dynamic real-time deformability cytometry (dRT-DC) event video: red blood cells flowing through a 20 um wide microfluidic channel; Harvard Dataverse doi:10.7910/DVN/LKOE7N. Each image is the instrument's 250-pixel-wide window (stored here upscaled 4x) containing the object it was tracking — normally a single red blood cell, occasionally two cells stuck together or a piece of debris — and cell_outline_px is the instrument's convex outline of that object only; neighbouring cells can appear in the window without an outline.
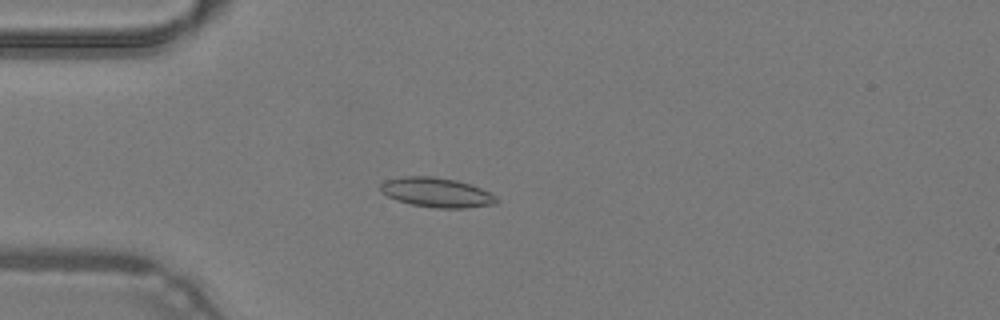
{"species": "common noctule bat (a hibernating species)", "species_latin": "Nyctalus noctula", "temperature_condition": "warm", "stored_images_in_passage": 42, "camera_frame_rate_fps": 3000, "um_per_image_px": 0.085, "animal": {"sex": "male", "body_mass_g": 19.2, "forearm_length_mm": 51.8}, "frame": {"image": 1, "passage_image": 7, "time_ms": 2.0, "image_size_px": [1000, 320], "cell_outline_px": [[500, 200], [496, 204], [464, 208], [436, 208], [412, 204], [396, 200], [380, 192], [380, 184], [384, 180], [404, 176], [432, 176], [456, 180], [480, 188], [496, 196]], "centroid_in_image_um": [37.09, 16.36], "position_along_channel_um": 47.9, "area_um2": 20.0}}
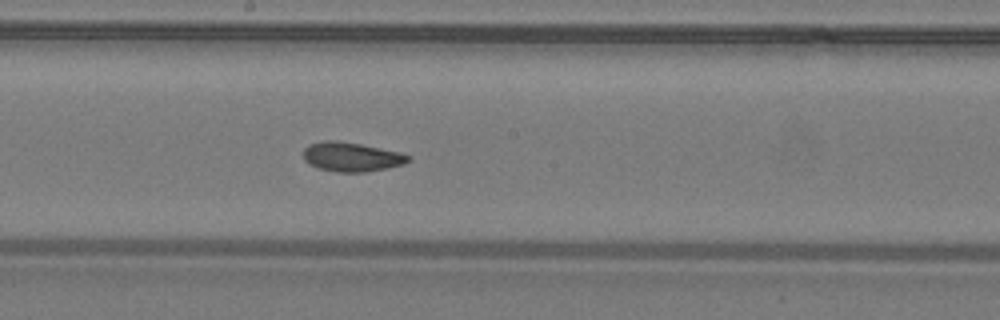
{"frame": {"image": 2, "passage_image": 20, "time_ms": 6.333, "image_size_px": [1000, 320], "cell_outline_px": [[412, 160], [404, 164], [388, 168], [368, 172], [336, 172], [316, 168], [308, 164], [304, 160], [304, 148], [308, 144], [324, 140], [336, 140], [360, 144], [400, 152], [412, 156]], "centroid_in_image_um": [29.88, 13.34], "position_along_channel_um": 218.3, "area_um2": 18.21}}
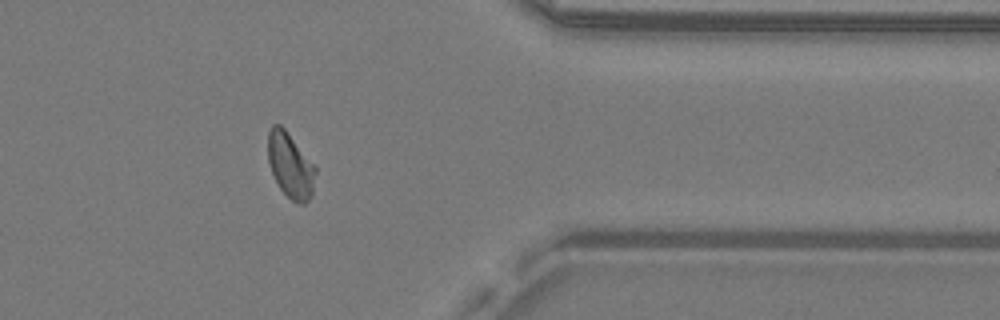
{"frame": {"image": 3, "passage_image": 33, "time_ms": 10.667, "image_size_px": [1000, 320], "cell_outline_px": [[316, 172], [312, 196], [304, 204], [300, 204], [292, 200], [280, 188], [272, 172], [268, 160], [268, 132], [272, 124], [280, 124], [284, 128], [316, 168]], "centroid_in_image_um": [24.68, 14.06], "position_along_channel_um": 386.7, "area_um2": 17.74}, "authors_computed_cell_mechanics": {"area_um2": 18.0625, "velocity_mm_per_s": 4.2653, "shape_relaxation_time_tau1_ms": null, "shape_relaxation_time_tau2_ms": 1.9092, "deformation_change_tau1": null, "deformation_change_tau2": 0.0577}}